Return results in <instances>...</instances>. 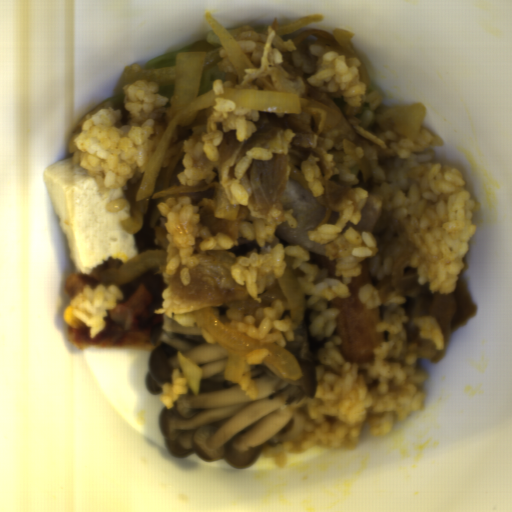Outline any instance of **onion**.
<instances>
[{
	"label": "onion",
	"mask_w": 512,
	"mask_h": 512,
	"mask_svg": "<svg viewBox=\"0 0 512 512\" xmlns=\"http://www.w3.org/2000/svg\"><path fill=\"white\" fill-rule=\"evenodd\" d=\"M205 58V51H177L175 62L168 67L150 68L133 63L123 68L118 87L141 81L173 85L171 119L148 159L135 193L136 200L145 199L153 192L168 138L175 127L190 125L216 99L228 98L235 106L248 109L298 114L301 110L297 93L229 86L220 94L213 88L199 94Z\"/></svg>",
	"instance_id": "onion-1"
},
{
	"label": "onion",
	"mask_w": 512,
	"mask_h": 512,
	"mask_svg": "<svg viewBox=\"0 0 512 512\" xmlns=\"http://www.w3.org/2000/svg\"><path fill=\"white\" fill-rule=\"evenodd\" d=\"M287 299L291 320L295 323L304 321L307 311L305 293L290 269H285L282 275L277 278Z\"/></svg>",
	"instance_id": "onion-5"
},
{
	"label": "onion",
	"mask_w": 512,
	"mask_h": 512,
	"mask_svg": "<svg viewBox=\"0 0 512 512\" xmlns=\"http://www.w3.org/2000/svg\"><path fill=\"white\" fill-rule=\"evenodd\" d=\"M322 20H324V16H321V15H314V16L304 17V18H302L299 21L292 22V23L287 24L285 26H280L278 28H275V33H276L277 36L287 35L289 33L297 31L298 29L302 28L305 25H308V24H311V23H315V22H318V21H322Z\"/></svg>",
	"instance_id": "onion-6"
},
{
	"label": "onion",
	"mask_w": 512,
	"mask_h": 512,
	"mask_svg": "<svg viewBox=\"0 0 512 512\" xmlns=\"http://www.w3.org/2000/svg\"><path fill=\"white\" fill-rule=\"evenodd\" d=\"M205 17L218 37L226 55L233 64L237 82L240 83L245 76V69L255 68L252 61L237 41L223 28L210 12L206 13Z\"/></svg>",
	"instance_id": "onion-4"
},
{
	"label": "onion",
	"mask_w": 512,
	"mask_h": 512,
	"mask_svg": "<svg viewBox=\"0 0 512 512\" xmlns=\"http://www.w3.org/2000/svg\"><path fill=\"white\" fill-rule=\"evenodd\" d=\"M196 324L218 341L226 350L225 380H240L247 356L254 350H266L263 362L287 379H298L303 370L292 352L278 345L261 342L257 338L226 325L213 311L204 306L192 312Z\"/></svg>",
	"instance_id": "onion-2"
},
{
	"label": "onion",
	"mask_w": 512,
	"mask_h": 512,
	"mask_svg": "<svg viewBox=\"0 0 512 512\" xmlns=\"http://www.w3.org/2000/svg\"><path fill=\"white\" fill-rule=\"evenodd\" d=\"M425 113V106L420 103L380 107L375 112V122L385 131L414 139L420 133Z\"/></svg>",
	"instance_id": "onion-3"
}]
</instances>
